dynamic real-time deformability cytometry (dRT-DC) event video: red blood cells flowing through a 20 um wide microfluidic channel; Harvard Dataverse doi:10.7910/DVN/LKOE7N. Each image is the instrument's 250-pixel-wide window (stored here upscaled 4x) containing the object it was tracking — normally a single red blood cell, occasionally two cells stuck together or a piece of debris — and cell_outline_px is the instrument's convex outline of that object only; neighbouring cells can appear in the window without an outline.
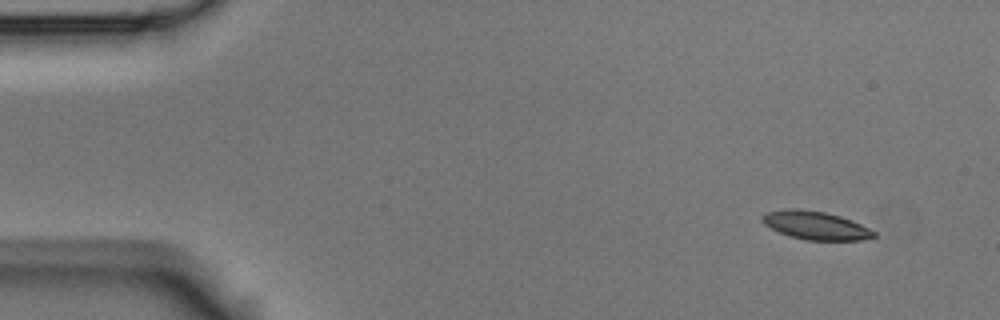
{"species": "Egyptian fruit bat (a non-hibernating species)", "species_latin": "Rousettus aegyptiacus", "temperature_condition": "room temperature", "stored_images_in_passage": 4, "camera_frame_rate_fps": 3000, "um_per_image_px": 0.085, "animal": {"sex": "male"}, "frame": {"image": 1, "passage_image": 1, "time_ms": 0.0, "image_size_px": [1000, 320], "cell_outline_px": [[876, 236], [860, 240], [804, 240], [788, 236], [764, 224], [760, 220], [760, 216], [768, 212], [788, 208], [796, 208], [824, 212], [840, 216], [852, 220], [876, 232]], "centroid_in_image_um": [69.3, 19.16], "position_along_channel_um": 15.7, "area_um2": 18.38}}